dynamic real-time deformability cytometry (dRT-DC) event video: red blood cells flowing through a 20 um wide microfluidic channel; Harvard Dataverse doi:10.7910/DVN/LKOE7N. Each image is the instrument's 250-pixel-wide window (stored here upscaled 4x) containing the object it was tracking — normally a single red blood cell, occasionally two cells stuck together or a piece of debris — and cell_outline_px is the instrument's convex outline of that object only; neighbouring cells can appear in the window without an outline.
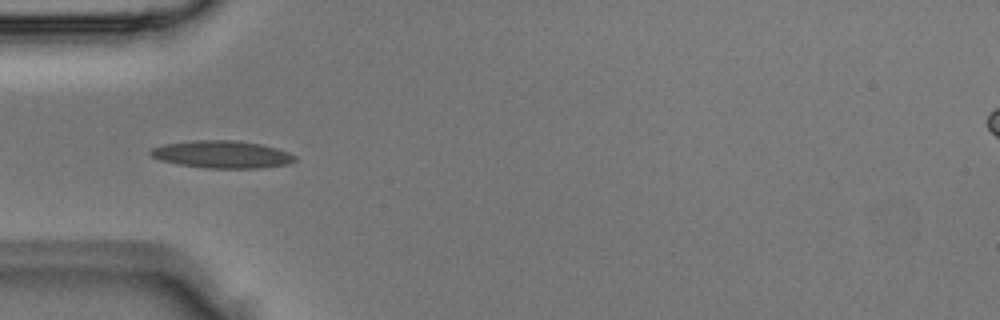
{"species": "Egyptian fruit bat (a non-hibernating species)", "species_latin": "Rousettus aegyptiacus", "temperature_condition": "room temperature", "stored_images_in_passage": 4, "camera_frame_rate_fps": 3000, "um_per_image_px": 0.085, "animal": {"sex": "male"}, "frame": {"image": 1, "passage_image": 4, "time_ms": 1.0, "image_size_px": [1000, 320], "cell_outline_px": [[296, 160], [288, 164], [260, 168], [204, 168], [180, 164], [160, 160], [152, 156], [148, 152], [152, 148], [164, 144], [192, 140], [236, 140], [260, 144], [276, 148], [288, 152], [296, 156]], "centroid_in_image_um": [18.87, 13.12], "position_along_channel_um": 66.1, "area_um2": 23.06}}